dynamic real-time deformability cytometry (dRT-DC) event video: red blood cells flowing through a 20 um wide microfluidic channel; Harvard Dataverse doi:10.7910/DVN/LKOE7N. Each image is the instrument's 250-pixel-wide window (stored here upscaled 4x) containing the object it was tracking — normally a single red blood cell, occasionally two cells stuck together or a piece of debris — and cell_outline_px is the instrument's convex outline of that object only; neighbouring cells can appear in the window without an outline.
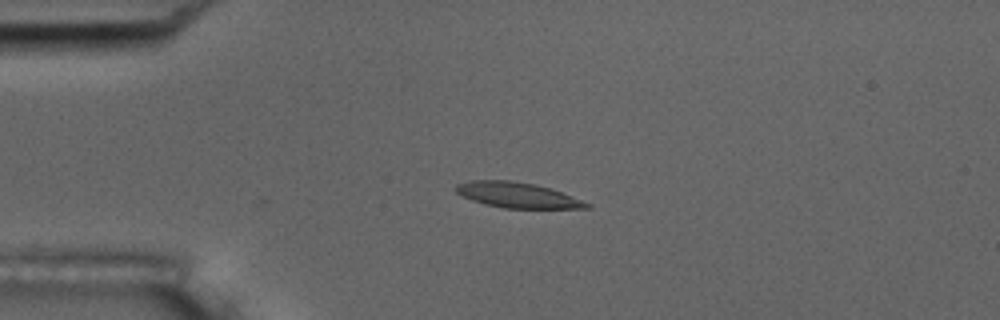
{"species": "common noctule bat (a hibernating species)", "species_latin": "Nyctalus noctula", "temperature_condition": "room temperature", "stored_images_in_passage": 29, "camera_frame_rate_fps": 3000, "um_per_image_px": 0.085, "animal": {"sex": "male", "body_mass_g": 17.5, "forearm_length_mm": 52.3}, "frame": {"image": 1, "passage_image": 1, "time_ms": 0.0, "image_size_px": [1000, 320], "cell_outline_px": [[592, 208], [504, 208], [484, 204], [472, 200], [456, 192], [456, 184], [468, 180], [508, 180], [536, 184], [560, 192], [592, 204]], "centroid_in_image_um": [43.96, 16.58], "position_along_channel_um": 41.0, "area_um2": 19.19}}
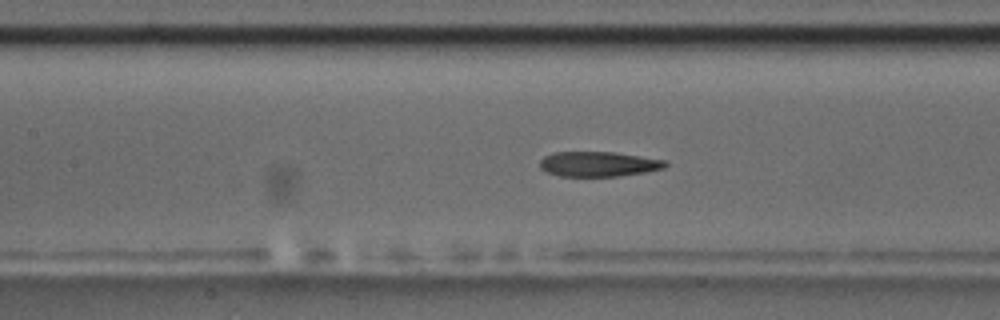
{"frame": {"image": 2, "passage_image": 13, "time_ms": 4.0, "image_size_px": [1000, 320], "cell_outline_px": [[668, 164], [664, 168], [648, 172], [620, 176], [560, 176], [548, 172], [540, 168], [540, 160], [544, 156], [552, 152], [616, 152], [664, 160]], "centroid_in_image_um": [50.87, 13.94], "position_along_channel_um": 156.5, "area_um2": 18.32}}
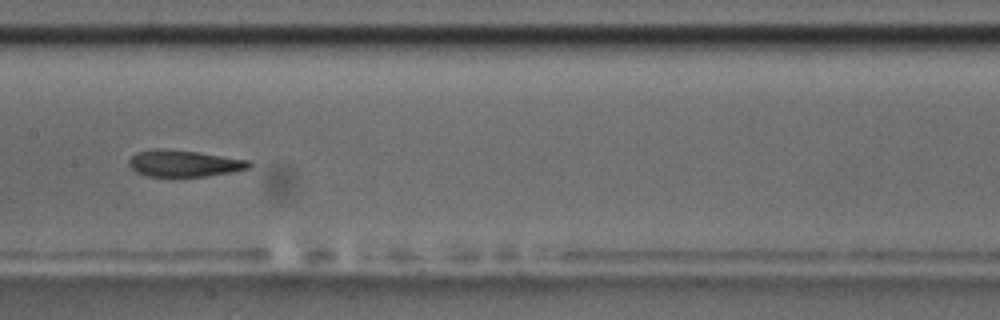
{"frame": {"image": 3, "passage_image": 16, "time_ms": 5.0, "image_size_px": [1000, 320], "cell_outline_px": [[252, 164], [248, 168], [232, 172], [204, 176], [148, 176], [136, 172], [128, 164], [128, 160], [136, 152], [156, 148], [164, 148], [196, 152], [248, 160]], "centroid_in_image_um": [15.59, 13.88], "position_along_channel_um": 191.8, "area_um2": 18.44}}